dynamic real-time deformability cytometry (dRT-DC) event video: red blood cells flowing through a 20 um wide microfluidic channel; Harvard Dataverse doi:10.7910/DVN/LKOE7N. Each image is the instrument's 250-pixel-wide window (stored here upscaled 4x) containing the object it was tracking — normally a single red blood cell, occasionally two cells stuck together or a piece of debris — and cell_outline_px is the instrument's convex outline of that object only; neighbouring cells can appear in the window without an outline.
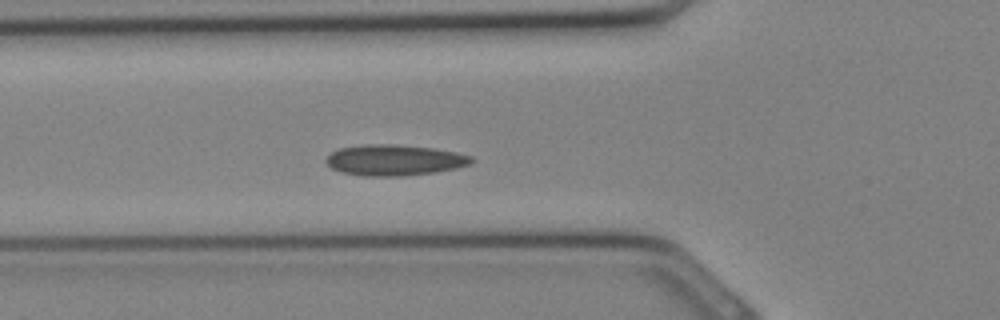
{"species": "Egyptian fruit bat (a non-hibernating species)", "species_latin": "Rousettus aegyptiacus", "temperature_condition": "cold", "stored_images_in_passage": 25, "camera_frame_rate_fps": 3000, "um_per_image_px": 0.085, "animal": {"sex": "female"}, "frame": {"image": 1, "passage_image": 7, "time_ms": 2.0, "image_size_px": [1000, 320], "cell_outline_px": [[476, 160], [468, 164], [456, 168], [436, 172], [400, 176], [360, 176], [340, 172], [332, 168], [324, 160], [332, 152], [340, 148], [368, 144], [396, 144], [432, 148], [456, 152], [472, 156]], "centroid_in_image_um": [33.52, 13.61], "position_along_channel_um": 92.3, "area_um2": 26.18}}
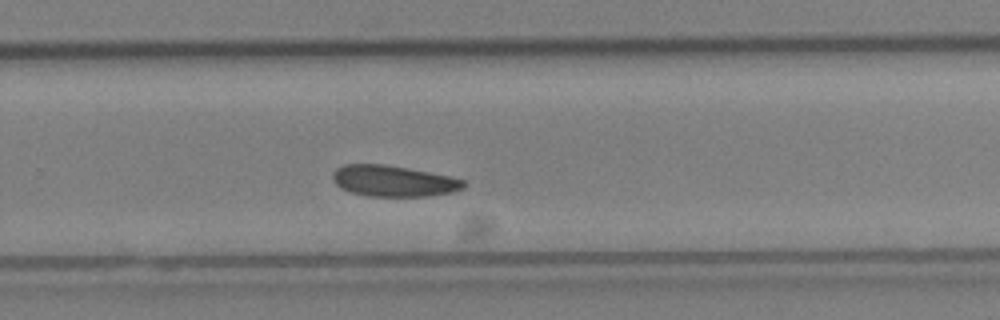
{"frame": {"image": 2, "passage_image": 17, "time_ms": 5.333, "image_size_px": [1000, 320], "cell_outline_px": [[468, 184], [464, 188], [456, 192], [428, 196], [368, 196], [348, 192], [340, 188], [332, 180], [332, 172], [336, 168], [344, 164], [384, 164], [408, 168], [448, 176], [464, 180]], "centroid_in_image_um": [33.43, 15.39], "position_along_channel_um": 296.4, "area_um2": 23.99}}
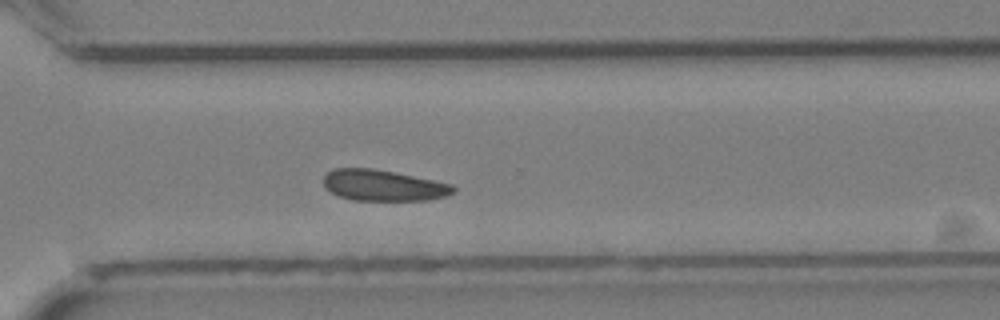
{"frame": {"image": 3, "passage_image": 19, "time_ms": 6.0, "image_size_px": [1000, 320], "cell_outline_px": [[456, 192], [448, 196], [428, 200], [352, 200], [340, 196], [324, 188], [324, 176], [328, 172], [336, 168], [372, 168], [452, 184], [456, 188]], "centroid_in_image_um": [32.6, 15.77], "position_along_channel_um": 338.0, "area_um2": 23.35}}